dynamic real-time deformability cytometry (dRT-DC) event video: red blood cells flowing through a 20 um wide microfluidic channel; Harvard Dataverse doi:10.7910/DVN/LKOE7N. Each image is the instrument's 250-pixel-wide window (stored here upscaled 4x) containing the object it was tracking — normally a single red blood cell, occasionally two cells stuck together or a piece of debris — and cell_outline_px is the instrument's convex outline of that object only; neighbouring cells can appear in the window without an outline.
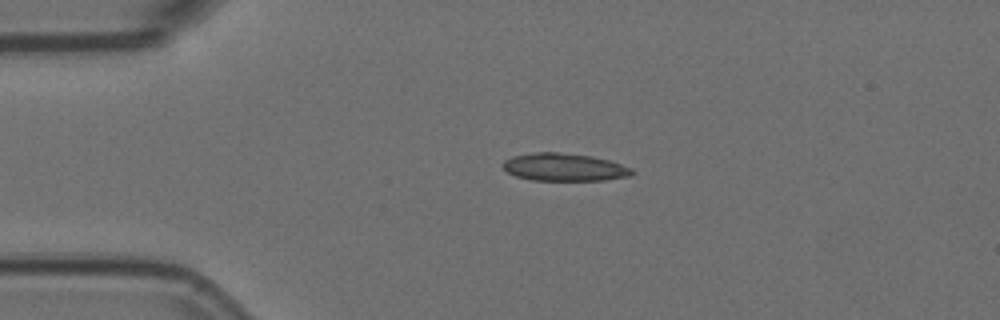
{"species": "Egyptian fruit bat (a non-hibernating species)", "species_latin": "Rousettus aegyptiacus", "temperature_condition": "room temperature", "stored_images_in_passage": 3, "camera_frame_rate_fps": 3000, "um_per_image_px": 0.085, "animal": {"sex": "female"}, "frame": {"image": 1, "passage_image": 3, "time_ms": 0.667, "image_size_px": [1000, 320], "cell_outline_px": [[636, 172], [632, 176], [604, 180], [532, 180], [516, 176], [508, 172], [500, 164], [504, 160], [512, 156], [536, 152], [556, 152], [592, 156], [608, 160], [632, 168]], "centroid_in_image_um": [47.97, 14.21], "position_along_channel_um": 37.0, "area_um2": 20.87}}